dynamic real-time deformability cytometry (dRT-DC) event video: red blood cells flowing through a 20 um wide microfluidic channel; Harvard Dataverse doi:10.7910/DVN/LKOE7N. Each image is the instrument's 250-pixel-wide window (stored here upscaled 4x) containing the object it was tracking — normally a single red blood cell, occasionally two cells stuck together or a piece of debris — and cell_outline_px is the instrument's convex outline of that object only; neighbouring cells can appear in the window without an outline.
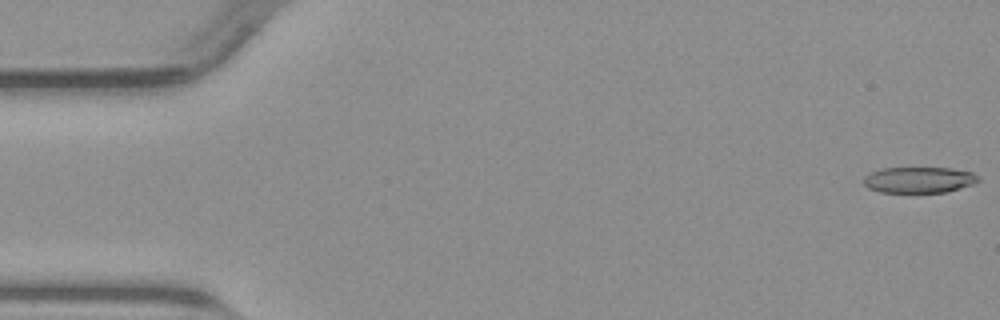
{"species": "common noctule bat (a hibernating species)", "species_latin": "Nyctalus noctula", "temperature_condition": "warm", "stored_images_in_passage": 50, "camera_frame_rate_fps": 3000, "um_per_image_px": 0.085, "animal": {"sex": "male", "body_mass_g": 23.1, "forearm_length_mm": 52.7}, "frame": {"image": 1, "passage_image": 1, "time_ms": 0.0, "image_size_px": [1000, 320], "cell_outline_px": [[980, 180], [972, 184], [944, 192], [880, 192], [868, 188], [864, 184], [864, 176], [872, 172], [884, 168], [952, 168], [972, 172], [980, 176]], "centroid_in_image_um": [78.12, 15.28], "position_along_channel_um": 6.9, "area_um2": 17.22}}
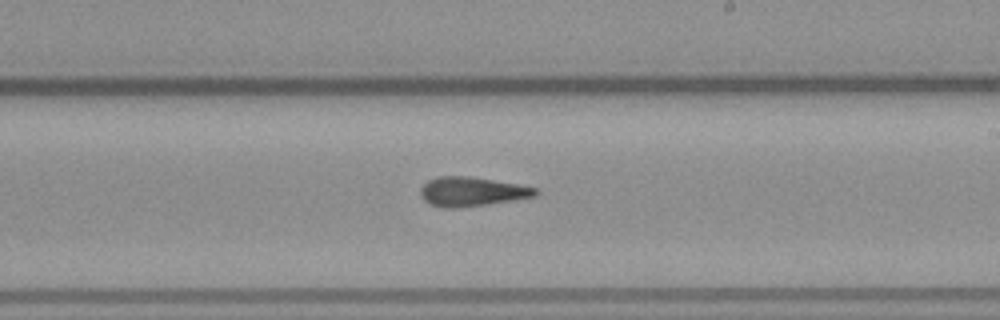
{"frame": {"image": 2, "passage_image": 29, "time_ms": 9.333, "image_size_px": [1000, 320], "cell_outline_px": [[540, 192], [536, 196], [488, 204], [452, 208], [444, 208], [428, 204], [420, 196], [420, 188], [428, 180], [436, 176], [468, 176], [516, 184], [536, 188]], "centroid_in_image_um": [40.06, 16.29], "position_along_channel_um": 248.9, "area_um2": 19.54}}
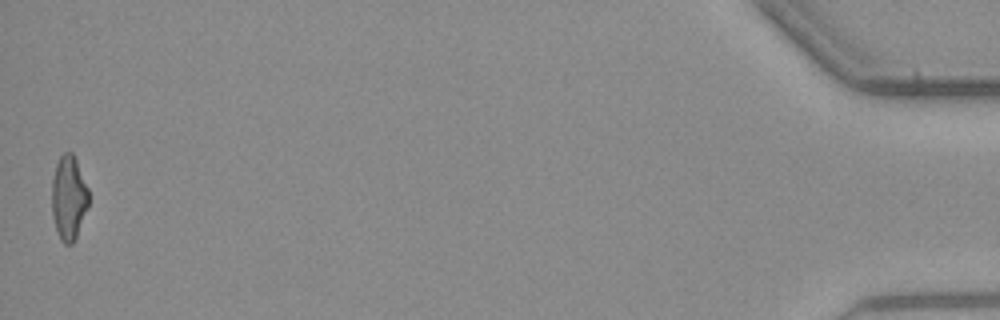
{"frame": {"image": 3, "passage_image": 50, "time_ms": 16.333, "image_size_px": [1000, 320], "cell_outline_px": [[88, 208], [76, 236], [72, 244], [64, 244], [60, 240], [52, 216], [52, 180], [56, 164], [60, 156], [64, 152], [72, 152], [76, 160], [88, 188]], "centroid_in_image_um": [5.83, 16.81], "position_along_channel_um": 429.4, "area_um2": 18.03}}